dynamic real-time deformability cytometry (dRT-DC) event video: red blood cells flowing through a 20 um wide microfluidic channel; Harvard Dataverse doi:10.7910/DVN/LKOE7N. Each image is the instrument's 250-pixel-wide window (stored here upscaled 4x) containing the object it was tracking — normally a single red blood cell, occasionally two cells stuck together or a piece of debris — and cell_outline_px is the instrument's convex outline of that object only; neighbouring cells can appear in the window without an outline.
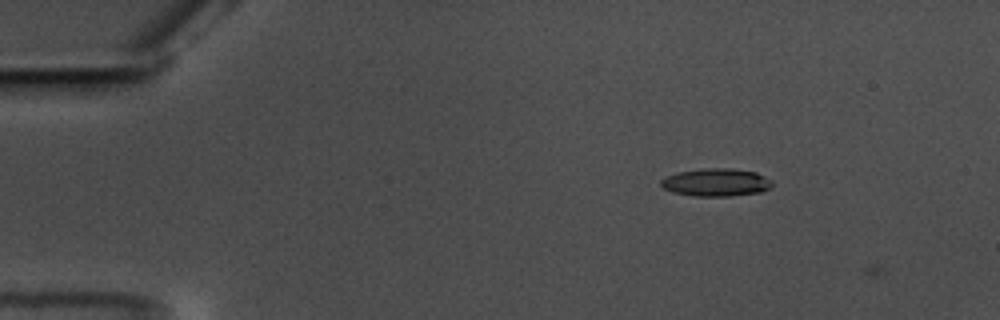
{"species": "common noctule bat (a hibernating species)", "species_latin": "Nyctalus noctula", "temperature_condition": "warm", "stored_images_in_passage": 4, "camera_frame_rate_fps": 3000, "um_per_image_px": 0.085, "animal": {"sex": "male", "body_mass_g": 17.5, "forearm_length_mm": 52.3}, "frame": {"image": 1, "passage_image": 3, "time_ms": 0.667, "image_size_px": [1000, 320], "cell_outline_px": [[772, 184], [768, 188], [760, 192], [728, 196], [696, 196], [672, 192], [664, 188], [660, 184], [660, 180], [676, 172], [700, 168], [732, 168], [756, 172], [772, 180]], "centroid_in_image_um": [60.85, 15.49], "position_along_channel_um": 24.2, "area_um2": 18.03}}